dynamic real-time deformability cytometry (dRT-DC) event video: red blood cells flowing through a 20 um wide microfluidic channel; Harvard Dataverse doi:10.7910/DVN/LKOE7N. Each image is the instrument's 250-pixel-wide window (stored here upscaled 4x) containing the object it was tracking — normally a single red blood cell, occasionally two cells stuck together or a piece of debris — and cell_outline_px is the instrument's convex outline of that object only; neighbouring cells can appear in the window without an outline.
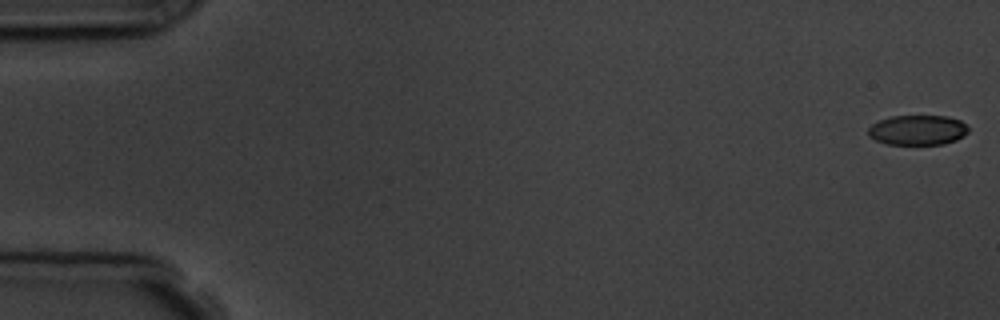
{"species": "common noctule bat (a hibernating species)", "species_latin": "Nyctalus noctula", "temperature_condition": "room temperature", "stored_images_in_passage": 6, "camera_frame_rate_fps": 3000, "um_per_image_px": 0.085, "animal": {"sex": "male", "body_mass_g": 19.5, "forearm_length_mm": 54.6}, "frame": {"image": 1, "passage_image": 1, "time_ms": 0.0, "image_size_px": [1000, 320], "cell_outline_px": [[968, 132], [964, 136], [956, 140], [944, 144], [888, 144], [876, 140], [868, 136], [868, 128], [872, 124], [880, 120], [892, 116], [948, 116], [960, 120], [968, 128]], "centroid_in_image_um": [78.0, 11.05], "position_along_channel_um": 7.0, "area_um2": 17.46}}
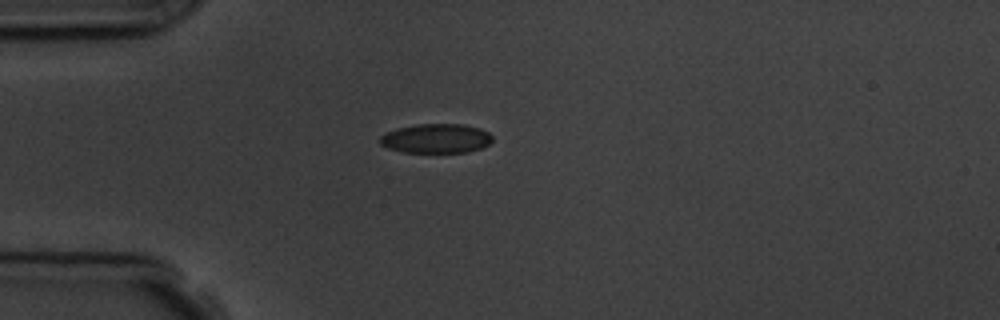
{"frame": {"image": 2, "passage_image": 5, "time_ms": 4.667, "image_size_px": [1000, 320], "cell_outline_px": [[492, 140], [488, 144], [480, 148], [468, 152], [404, 152], [388, 148], [380, 144], [380, 136], [396, 128], [416, 124], [464, 124], [480, 128], [488, 132], [492, 136]], "centroid_in_image_um": [37.07, 11.76], "position_along_channel_um": 47.9, "area_um2": 19.19}}